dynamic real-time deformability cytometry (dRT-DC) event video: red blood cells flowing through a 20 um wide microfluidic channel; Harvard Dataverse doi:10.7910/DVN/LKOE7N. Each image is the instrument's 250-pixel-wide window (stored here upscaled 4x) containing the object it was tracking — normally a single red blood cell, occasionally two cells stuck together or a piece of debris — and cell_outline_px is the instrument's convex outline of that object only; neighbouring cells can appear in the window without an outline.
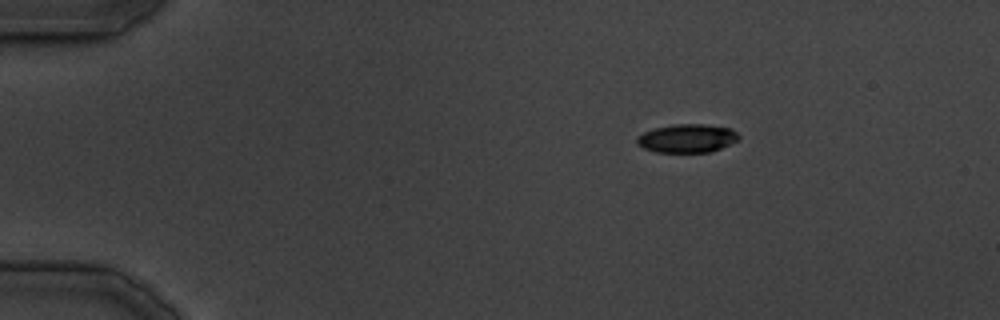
{"species": "common noctule bat (a hibernating species)", "species_latin": "Nyctalus noctula", "temperature_condition": "cold", "stored_images_in_passage": 24, "camera_frame_rate_fps": 3000, "um_per_image_px": 0.085, "animal": {"sex": "male", "body_mass_g": 19.5, "forearm_length_mm": 54.6}, "frame": {"image": 1, "passage_image": 1, "time_ms": 0.0, "image_size_px": [1000, 320], "cell_outline_px": [[740, 140], [712, 152], [656, 152], [644, 148], [636, 144], [636, 136], [644, 132], [656, 128], [676, 124], [704, 124], [732, 128], [740, 136]], "centroid_in_image_um": [58.43, 11.76], "position_along_channel_um": 26.6, "area_um2": 17.05}}
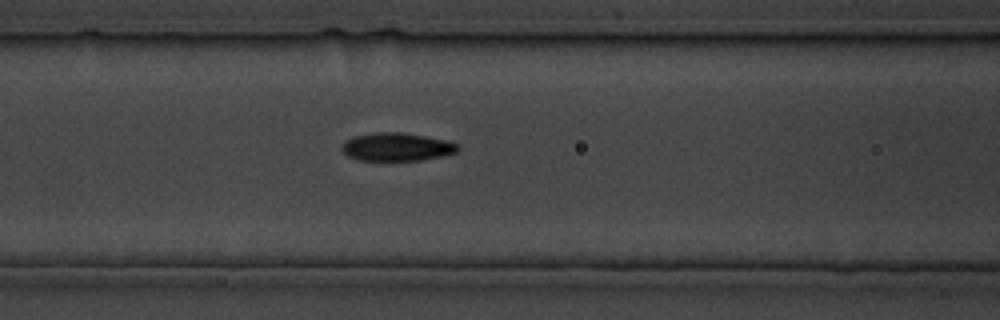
{"frame": {"image": 2, "passage_image": 12, "time_ms": 12.667, "image_size_px": [1000, 320], "cell_outline_px": [[460, 148], [456, 152], [440, 156], [420, 160], [356, 160], [348, 156], [340, 148], [344, 140], [352, 136], [376, 132], [400, 132], [448, 140], [456, 144]], "centroid_in_image_um": [33.67, 12.48], "position_along_channel_um": 132.9, "area_um2": 19.02}}
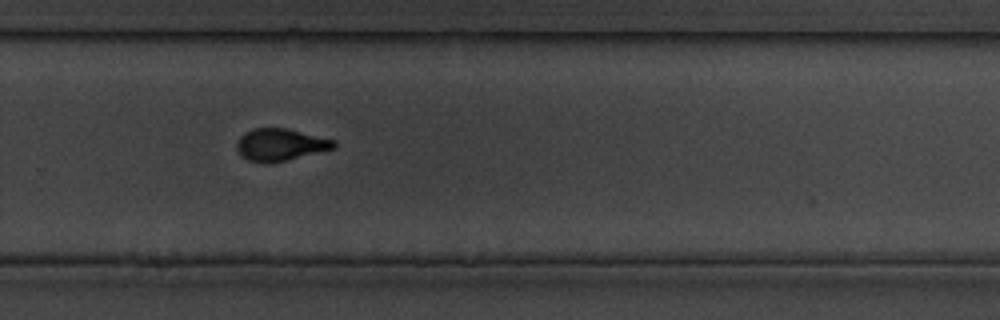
{"frame": {"image": 3, "passage_image": 22, "time_ms": 24.667, "image_size_px": [1000, 320], "cell_outline_px": [[336, 148], [288, 160], [268, 164], [264, 164], [248, 160], [240, 156], [236, 148], [236, 144], [240, 136], [244, 132], [252, 128], [284, 128], [336, 140]], "centroid_in_image_um": [23.8, 12.31], "position_along_channel_um": 306.0, "area_um2": 18.44}}